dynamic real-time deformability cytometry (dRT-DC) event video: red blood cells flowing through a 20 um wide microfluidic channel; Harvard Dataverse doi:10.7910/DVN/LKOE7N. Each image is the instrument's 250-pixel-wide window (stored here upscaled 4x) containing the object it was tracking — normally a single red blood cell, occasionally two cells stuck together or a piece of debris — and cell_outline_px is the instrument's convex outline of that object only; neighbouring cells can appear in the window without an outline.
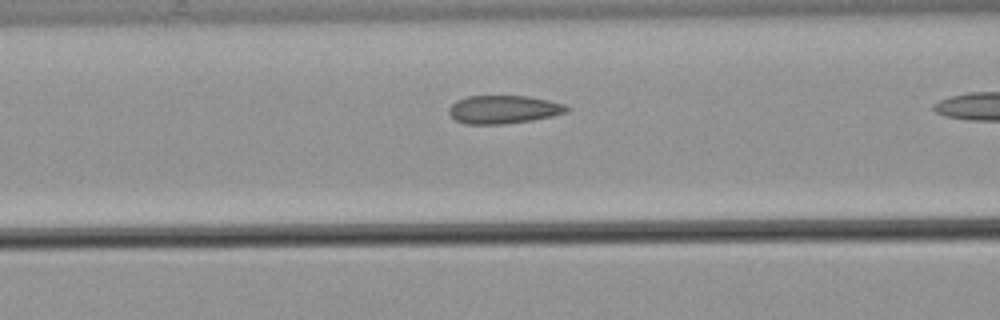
{"species": "common noctule bat (a hibernating species)", "species_latin": "Nyctalus noctula", "temperature_condition": "warm", "stored_images_in_passage": 18, "camera_frame_rate_fps": 3000, "um_per_image_px": 0.085, "animal": {"sex": "male", "body_mass_g": 21.5, "forearm_length_mm": 52.0}, "frame": {"image": 1, "passage_image": 16, "time_ms": 5.0, "image_size_px": [1000, 320], "cell_outline_px": [[572, 108], [568, 112], [552, 116], [532, 120], [504, 124], [464, 124], [456, 120], [448, 112], [448, 108], [456, 100], [468, 96], [528, 96], [548, 100], [564, 104]], "centroid_in_image_um": [42.81, 9.3], "position_along_channel_um": 123.8, "area_um2": 19.48}}